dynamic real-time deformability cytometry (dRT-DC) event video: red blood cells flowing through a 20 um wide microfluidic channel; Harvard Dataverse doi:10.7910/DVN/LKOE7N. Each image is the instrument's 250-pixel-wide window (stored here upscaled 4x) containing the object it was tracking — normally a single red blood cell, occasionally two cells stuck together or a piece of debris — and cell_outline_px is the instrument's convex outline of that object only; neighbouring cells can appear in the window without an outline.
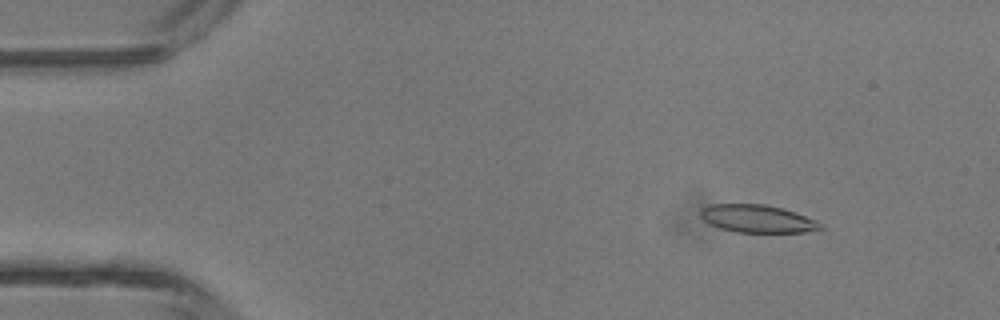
{"species": "common noctule bat (a hibernating species)", "species_latin": "Nyctalus noctula", "temperature_condition": "room temperature", "stored_images_in_passage": 4, "camera_frame_rate_fps": 3000, "um_per_image_px": 0.085, "animal": {"sex": "male", "body_mass_g": 13.3}, "frame": {"image": 1, "passage_image": 2, "time_ms": 0.333, "image_size_px": [1000, 320], "cell_outline_px": [[824, 228], [804, 232], [736, 232], [720, 228], [708, 224], [700, 216], [700, 208], [708, 204], [764, 204], [796, 212], [816, 220]], "centroid_in_image_um": [64.32, 18.58], "position_along_channel_um": 20.7, "area_um2": 19.42}}